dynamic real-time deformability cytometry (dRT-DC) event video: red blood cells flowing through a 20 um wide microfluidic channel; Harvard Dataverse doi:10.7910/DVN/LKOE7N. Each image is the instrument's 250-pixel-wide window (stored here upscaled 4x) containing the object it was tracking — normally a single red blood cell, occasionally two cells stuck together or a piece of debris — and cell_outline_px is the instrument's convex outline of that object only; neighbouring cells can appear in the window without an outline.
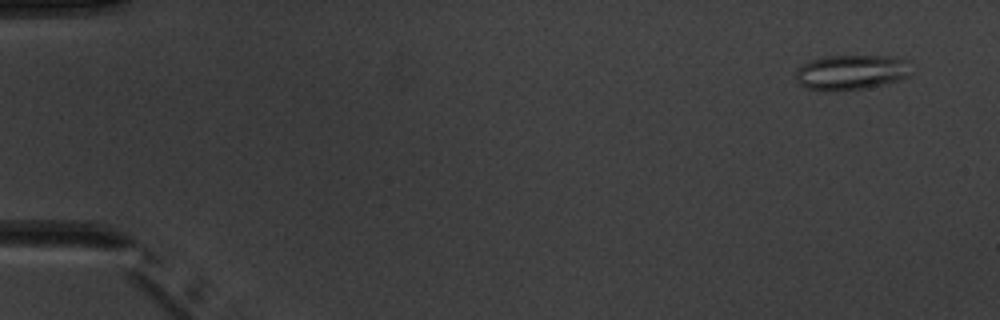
{"species": "common noctule bat (a hibernating species)", "species_latin": "Nyctalus noctula", "temperature_condition": "warm", "stored_images_in_passage": 5, "camera_frame_rate_fps": 3000, "um_per_image_px": 0.085, "animal": {"sex": "male", "body_mass_g": 20.1, "forearm_length_mm": 53.5}, "frame": {"image": 1, "passage_image": 1, "time_ms": 0.0, "image_size_px": [1000, 320], "cell_outline_px": [[916, 64], [912, 76], [884, 84], [864, 88], [828, 92], [808, 88], [800, 84], [796, 80], [796, 68], [808, 60], [828, 56], [892, 56], [912, 60]], "centroid_in_image_um": [72.47, 6.13], "position_along_channel_um": 12.5, "area_um2": 24.39}}